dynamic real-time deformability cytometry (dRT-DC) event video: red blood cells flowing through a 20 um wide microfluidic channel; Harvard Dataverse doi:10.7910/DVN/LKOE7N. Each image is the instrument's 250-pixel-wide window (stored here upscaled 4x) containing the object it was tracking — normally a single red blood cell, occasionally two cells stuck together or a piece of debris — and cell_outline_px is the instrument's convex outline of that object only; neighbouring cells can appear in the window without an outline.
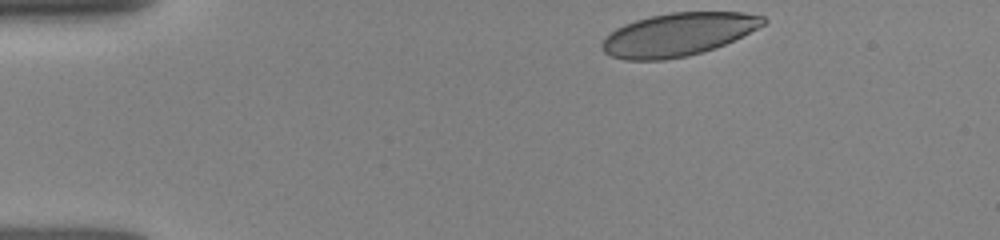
{"species": "human", "species_latin": "Homo sapiens", "temperature_condition": "room temperature", "stored_images_in_passage": 3, "camera_frame_rate_fps": 3000, "um_per_image_px": 0.085, "donor": {"sex": "female"}, "frame": {"image": 1, "passage_image": 1, "time_ms": 0.0, "image_size_px": [1000, 240], "cell_outline_px": [[768, 20], [764, 24], [724, 44], [704, 52], [688, 56], [664, 60], [624, 60], [612, 56], [604, 52], [600, 48], [600, 44], [604, 36], [616, 28], [624, 24], [636, 20], [652, 16], [672, 12], [744, 12], [764, 16]], "centroid_in_image_um": [57.58, 2.93], "position_along_channel_um": 27.4, "area_um2": 40.4}}